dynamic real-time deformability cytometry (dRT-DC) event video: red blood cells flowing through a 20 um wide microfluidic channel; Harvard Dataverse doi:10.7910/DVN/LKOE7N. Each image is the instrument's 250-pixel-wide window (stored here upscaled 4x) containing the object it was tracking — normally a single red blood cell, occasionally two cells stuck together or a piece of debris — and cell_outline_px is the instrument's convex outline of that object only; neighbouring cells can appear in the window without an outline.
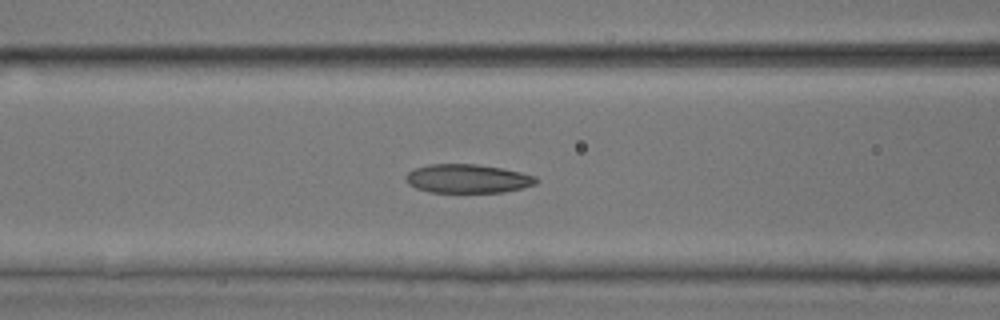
{"species": "common noctule bat (a hibernating species)", "species_latin": "Nyctalus noctula", "temperature_condition": "room temperature", "stored_images_in_passage": 25, "camera_frame_rate_fps": 3000, "um_per_image_px": 0.085, "animal": {"sex": "male", "body_mass_g": 17.9, "forearm_length_mm": 54.2}, "frame": {"image": 1, "passage_image": 21, "time_ms": 6.667, "image_size_px": [1000, 320], "cell_outline_px": [[540, 180], [536, 184], [504, 192], [428, 192], [416, 188], [408, 184], [404, 180], [404, 176], [408, 172], [416, 168], [428, 164], [476, 164], [500, 168], [520, 172], [536, 176]], "centroid_in_image_um": [39.72, 15.18], "position_along_channel_um": 126.9, "area_um2": 21.91}}